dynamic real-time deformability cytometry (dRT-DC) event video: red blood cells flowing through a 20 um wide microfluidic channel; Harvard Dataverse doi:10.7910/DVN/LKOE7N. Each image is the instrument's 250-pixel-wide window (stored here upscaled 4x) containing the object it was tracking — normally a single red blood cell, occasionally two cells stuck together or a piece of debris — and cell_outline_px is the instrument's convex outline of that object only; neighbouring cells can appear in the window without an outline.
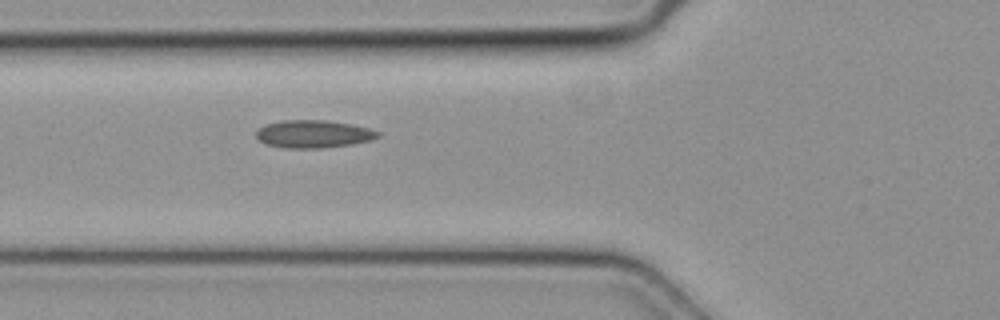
{"species": "common noctule bat (a hibernating species)", "species_latin": "Nyctalus noctula", "temperature_condition": "cold", "stored_images_in_passage": 2, "camera_frame_rate_fps": 3000, "um_per_image_px": 0.085, "animal": {"sex": "female", "body_mass_g": 19.3, "forearm_length_mm": 54.1}, "frame": {"image": 1, "passage_image": 2, "time_ms": 0.333, "image_size_px": [1000, 320], "cell_outline_px": [[380, 136], [372, 140], [352, 144], [324, 148], [284, 148], [264, 144], [256, 136], [256, 132], [264, 124], [280, 120], [324, 120], [348, 124], [368, 128], [380, 132]], "centroid_in_image_um": [26.62, 11.39], "position_along_channel_um": 99.2, "area_um2": 19.71}}